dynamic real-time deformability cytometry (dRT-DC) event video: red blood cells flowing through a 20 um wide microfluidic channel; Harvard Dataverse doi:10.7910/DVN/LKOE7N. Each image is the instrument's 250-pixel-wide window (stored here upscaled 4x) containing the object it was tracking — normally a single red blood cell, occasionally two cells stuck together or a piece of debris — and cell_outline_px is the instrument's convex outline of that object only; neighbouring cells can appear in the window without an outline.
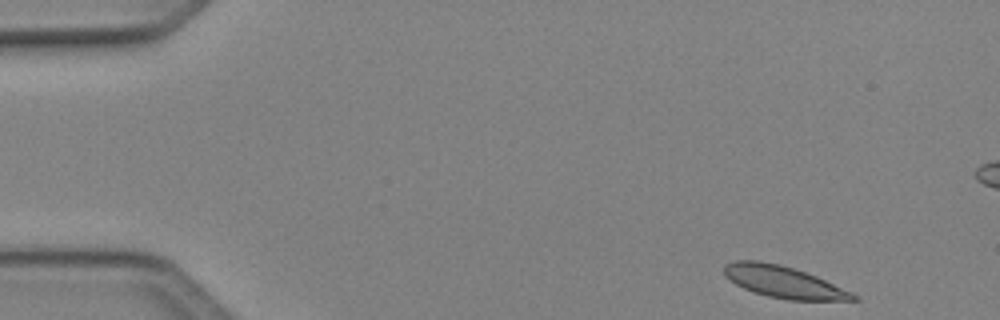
{"species": "Egyptian fruit bat (a non-hibernating species)", "species_latin": "Rousettus aegyptiacus", "temperature_condition": "cold", "stored_images_in_passage": 47, "camera_frame_rate_fps": 3000, "um_per_image_px": 0.085, "animal": {"sex": "female"}, "frame": {"image": 1, "passage_image": 1, "time_ms": 0.0, "image_size_px": [1000, 320], "cell_outline_px": [[860, 300], [788, 300], [768, 296], [752, 292], [736, 284], [724, 276], [724, 264], [736, 260], [760, 260], [780, 264], [816, 276], [852, 292], [860, 296]], "centroid_in_image_um": [66.59, 23.96], "position_along_channel_um": 18.4, "area_um2": 23.93}}
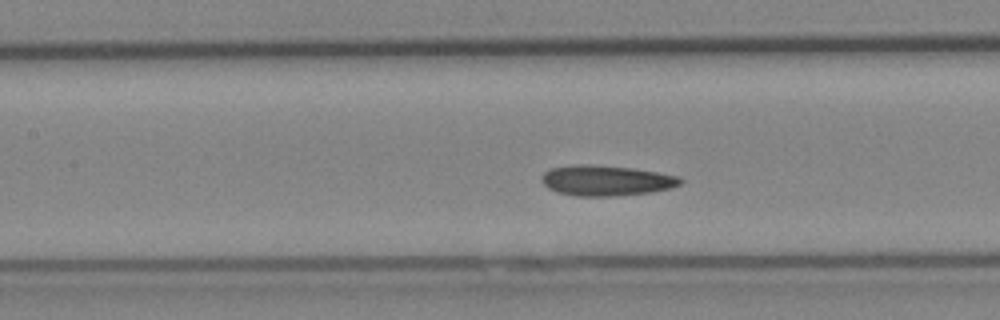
{"frame": {"image": 2, "passage_image": 19, "time_ms": 6.0, "image_size_px": [1000, 320], "cell_outline_px": [[684, 180], [680, 184], [672, 188], [652, 192], [612, 196], [576, 196], [556, 192], [548, 188], [540, 180], [540, 176], [548, 168], [584, 164], [632, 168], [680, 176]], "centroid_in_image_um": [51.51, 15.35], "position_along_channel_um": 155.9, "area_um2": 24.68}}
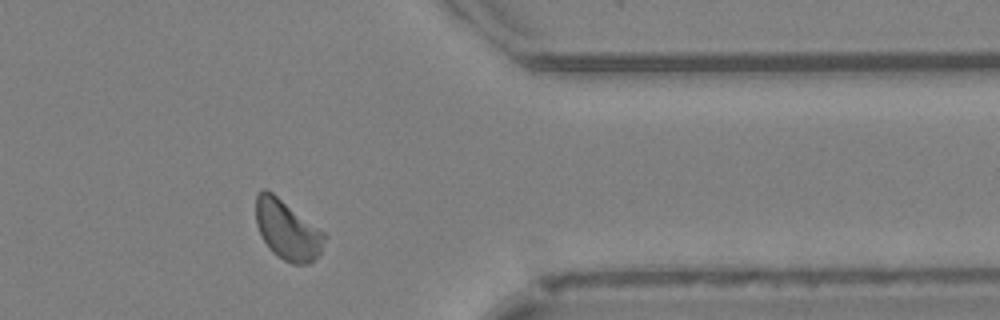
{"frame": {"image": 3, "passage_image": 37, "time_ms": 12.0, "image_size_px": [1000, 320], "cell_outline_px": [[328, 236], [320, 252], [308, 264], [292, 264], [284, 260], [272, 252], [268, 248], [256, 224], [256, 196], [264, 188], [272, 192], [324, 232]], "centroid_in_image_um": [24.42, 19.56], "position_along_channel_um": 387.0, "area_um2": 23.52}, "authors_computed_cell_mechanics": {"area_um2": 23.9292, "velocity_mm_per_s": 4.0762, "shape_relaxation_time_tau1_ms": null, "shape_relaxation_time_tau2_ms": 6.3264, "deformation_change_tau1": null, "deformation_change_tau2": 0.0901}}